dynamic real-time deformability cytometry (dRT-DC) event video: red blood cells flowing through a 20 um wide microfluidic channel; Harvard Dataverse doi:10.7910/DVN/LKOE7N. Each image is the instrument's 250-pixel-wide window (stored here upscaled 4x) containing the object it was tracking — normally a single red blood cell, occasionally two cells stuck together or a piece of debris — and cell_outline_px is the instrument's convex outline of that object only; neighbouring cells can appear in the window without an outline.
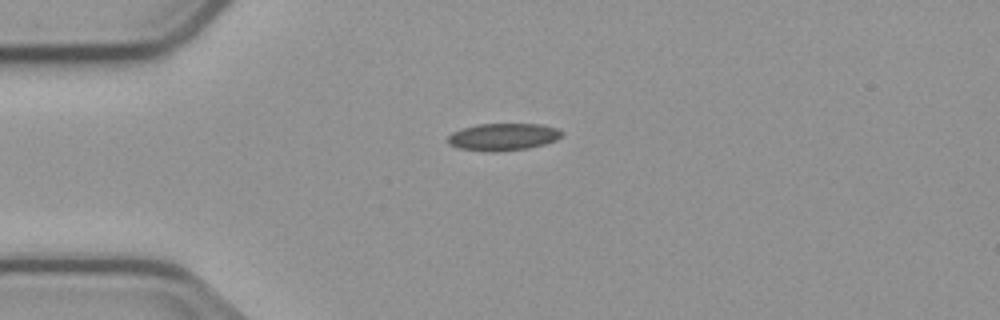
{"species": "common noctule bat (a hibernating species)", "species_latin": "Nyctalus noctula", "temperature_condition": "cold", "stored_images_in_passage": 3, "camera_frame_rate_fps": 3000, "um_per_image_px": 0.085, "animal": {"sex": "male", "body_mass_g": 23.1, "forearm_length_mm": 52.7}, "frame": {"image": 1, "passage_image": 1, "time_ms": 0.0, "image_size_px": [1000, 320], "cell_outline_px": [[564, 132], [556, 140], [544, 144], [528, 148], [492, 152], [488, 152], [456, 148], [448, 144], [448, 136], [452, 132], [476, 124], [540, 124], [556, 128]], "centroid_in_image_um": [42.73, 11.64], "position_along_channel_um": 42.3, "area_um2": 18.09}}
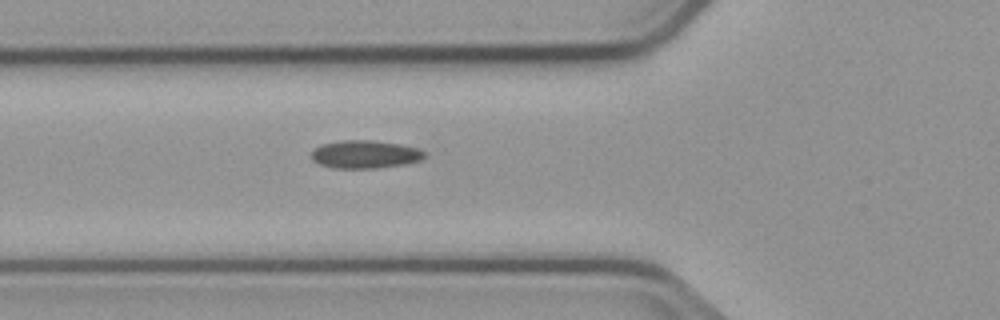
{"frame": {"image": 2, "passage_image": 3, "time_ms": 2.0, "image_size_px": [1000, 320], "cell_outline_px": [[428, 156], [420, 160], [404, 164], [376, 168], [332, 168], [320, 164], [312, 160], [312, 152], [320, 144], [340, 140], [376, 140], [400, 144], [420, 148], [428, 152]], "centroid_in_image_um": [31.08, 13.11], "position_along_channel_um": 94.7, "area_um2": 18.73}}